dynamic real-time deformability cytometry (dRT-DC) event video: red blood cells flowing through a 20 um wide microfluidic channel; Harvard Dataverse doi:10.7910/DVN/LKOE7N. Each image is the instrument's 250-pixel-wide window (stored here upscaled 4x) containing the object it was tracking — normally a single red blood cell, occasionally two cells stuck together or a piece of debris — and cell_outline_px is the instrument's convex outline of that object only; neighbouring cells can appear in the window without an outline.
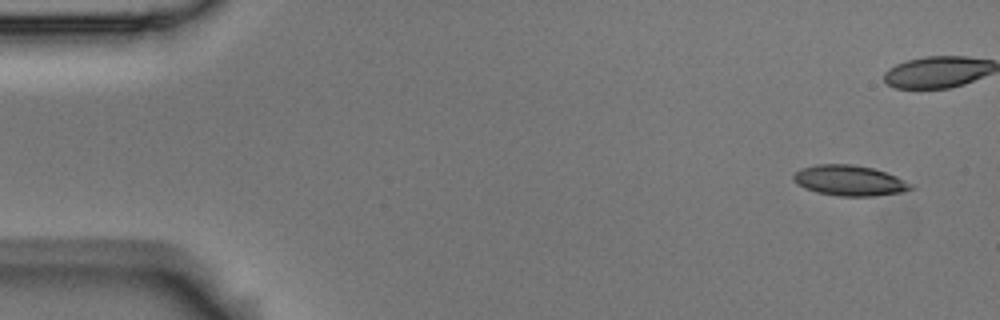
{"species": "Egyptian fruit bat (a non-hibernating species)", "species_latin": "Rousettus aegyptiacus", "temperature_condition": "room temperature", "stored_images_in_passage": 3, "camera_frame_rate_fps": 3000, "um_per_image_px": 0.085, "animal": {"sex": "male"}, "frame": {"image": 1, "passage_image": 1, "time_ms": 0.0, "image_size_px": [1000, 320], "cell_outline_px": [[912, 188], [900, 192], [872, 196], [840, 196], [816, 192], [804, 188], [796, 184], [792, 180], [792, 176], [800, 168], [816, 164], [852, 164], [872, 168], [896, 176], [912, 184]], "centroid_in_image_um": [72.13, 15.34], "position_along_channel_um": 12.9, "area_um2": 20.75}}